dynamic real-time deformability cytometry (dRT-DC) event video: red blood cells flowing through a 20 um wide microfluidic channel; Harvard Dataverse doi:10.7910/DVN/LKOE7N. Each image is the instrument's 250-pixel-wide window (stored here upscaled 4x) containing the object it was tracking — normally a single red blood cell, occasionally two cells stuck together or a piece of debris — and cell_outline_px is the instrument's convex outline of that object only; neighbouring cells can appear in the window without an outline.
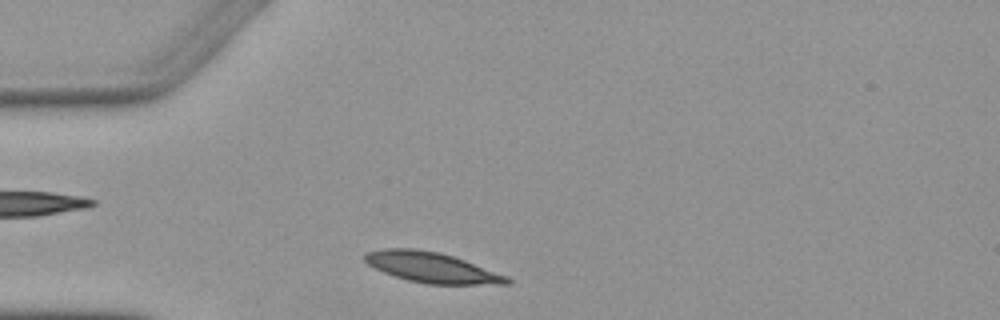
{"species": "Egyptian fruit bat (a non-hibernating species)", "species_latin": "Rousettus aegyptiacus", "temperature_condition": "warm", "stored_images_in_passage": 1, "camera_frame_rate_fps": 3000, "um_per_image_px": 0.085, "animal": {"sex": "female"}, "frame": {"image": 1, "passage_image": 1, "time_ms": 0.0, "image_size_px": [1000, 320], "cell_outline_px": [[512, 284], [428, 284], [408, 280], [384, 272], [368, 264], [364, 260], [364, 252], [384, 248], [416, 248], [440, 252], [464, 260], [508, 276], [512, 280]], "centroid_in_image_um": [36.7, 22.72], "position_along_channel_um": 48.3, "area_um2": 25.09}}